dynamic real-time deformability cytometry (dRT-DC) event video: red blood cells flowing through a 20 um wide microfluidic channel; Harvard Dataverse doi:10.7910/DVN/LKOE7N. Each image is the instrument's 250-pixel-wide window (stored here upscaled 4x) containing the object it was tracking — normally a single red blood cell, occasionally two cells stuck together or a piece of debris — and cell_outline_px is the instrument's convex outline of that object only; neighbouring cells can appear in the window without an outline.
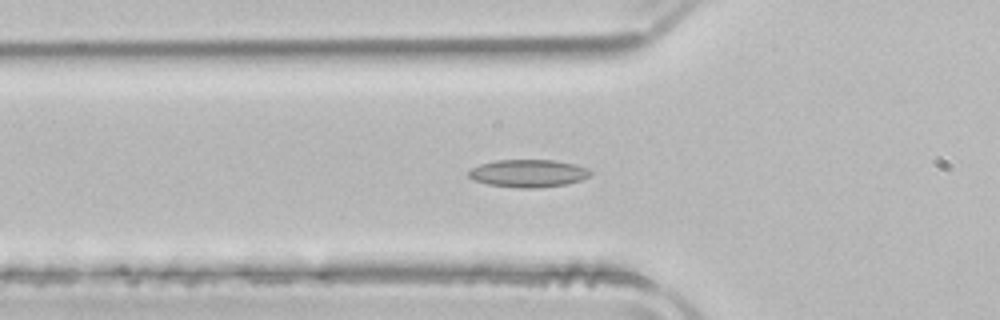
{"species": "common noctule bat (a hibernating species)", "species_latin": "Nyctalus noctula", "temperature_condition": "room temperature", "stored_images_in_passage": 40, "camera_frame_rate_fps": 3000, "um_per_image_px": 0.085, "animal": {"sex": "male", "body_mass_g": 21.5, "forearm_length_mm": 52.0}, "frame": {"image": 1, "passage_image": 5, "time_ms": 1.333, "image_size_px": [1000, 320], "cell_outline_px": [[592, 172], [588, 176], [580, 180], [568, 184], [540, 188], [520, 188], [488, 184], [476, 180], [468, 176], [468, 172], [472, 168], [480, 164], [496, 160], [552, 160], [576, 164], [588, 168]], "centroid_in_image_um": [44.93, 14.73], "position_along_channel_um": 80.9, "area_um2": 19.59}}
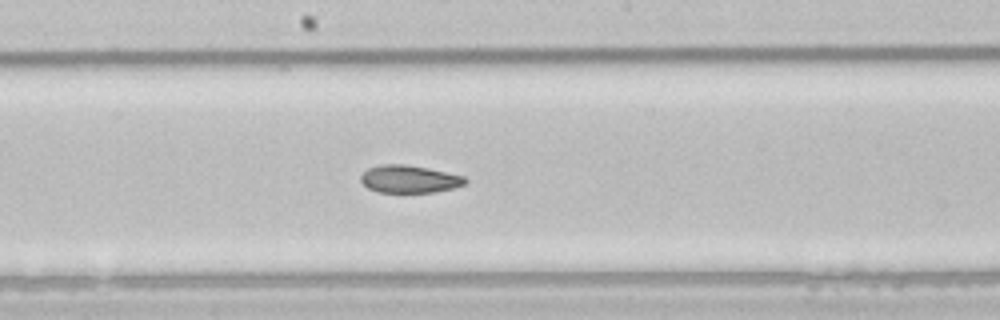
{"frame": {"image": 2, "passage_image": 15, "time_ms": 4.667, "image_size_px": [1000, 320], "cell_outline_px": [[468, 180], [464, 184], [452, 188], [436, 192], [380, 192], [368, 188], [360, 180], [360, 176], [368, 168], [380, 164], [404, 164], [428, 168], [464, 176]], "centroid_in_image_um": [34.78, 15.21], "position_along_channel_um": 213.4, "area_um2": 16.7}}
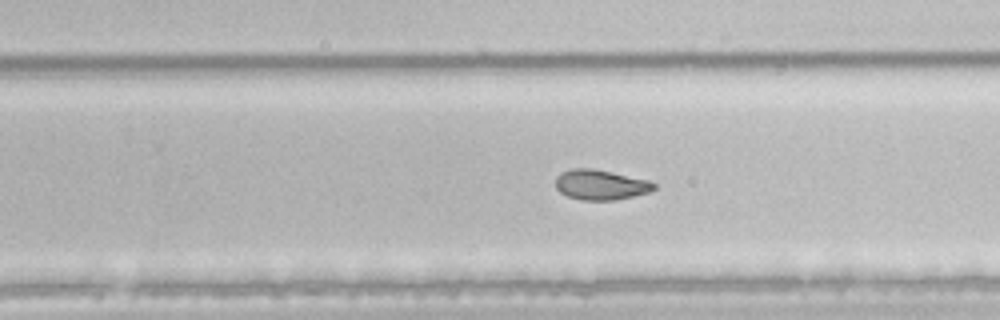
{"frame": {"image": 3, "passage_image": 20, "time_ms": 6.333, "image_size_px": [1000, 320], "cell_outline_px": [[656, 188], [648, 192], [616, 200], [580, 200], [568, 196], [560, 192], [556, 188], [556, 176], [560, 172], [572, 168], [592, 168], [648, 180], [656, 184]], "centroid_in_image_um": [51.02, 15.7], "position_along_channel_um": 278.8, "area_um2": 17.22}, "authors_computed_cell_mechanics": {"area_um2": 18.4671, "velocity_mm_per_s": 3.9494, "shape_relaxation_time_tau1_ms": null, "shape_relaxation_time_tau2_ms": 2.9305, "deformation_change_tau1": null, "deformation_change_tau2": 0.0854}}